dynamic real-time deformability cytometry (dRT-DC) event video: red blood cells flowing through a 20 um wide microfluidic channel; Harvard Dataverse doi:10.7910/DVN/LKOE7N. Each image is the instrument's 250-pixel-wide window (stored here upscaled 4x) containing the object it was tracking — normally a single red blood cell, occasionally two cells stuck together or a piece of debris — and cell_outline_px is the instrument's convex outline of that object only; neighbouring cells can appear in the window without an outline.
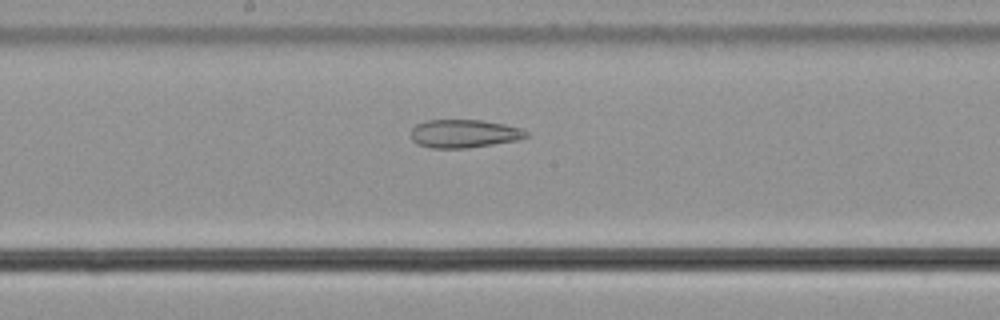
{"species": "common noctule bat (a hibernating species)", "species_latin": "Nyctalus noctula", "temperature_condition": "cold", "stored_images_in_passage": 52, "camera_frame_rate_fps": 3000, "um_per_image_px": 0.085, "animal": {"sex": "male", "body_mass_g": 21.5, "forearm_length_mm": 52.0}, "frame": {"image": 1, "passage_image": 27, "time_ms": 8.667, "image_size_px": [1000, 320], "cell_outline_px": [[528, 136], [520, 140], [464, 148], [432, 148], [416, 144], [412, 140], [412, 128], [416, 124], [428, 120], [484, 120], [504, 124], [520, 128], [528, 132]], "centroid_in_image_um": [39.45, 11.35], "position_along_channel_um": 208.8, "area_um2": 18.96}}
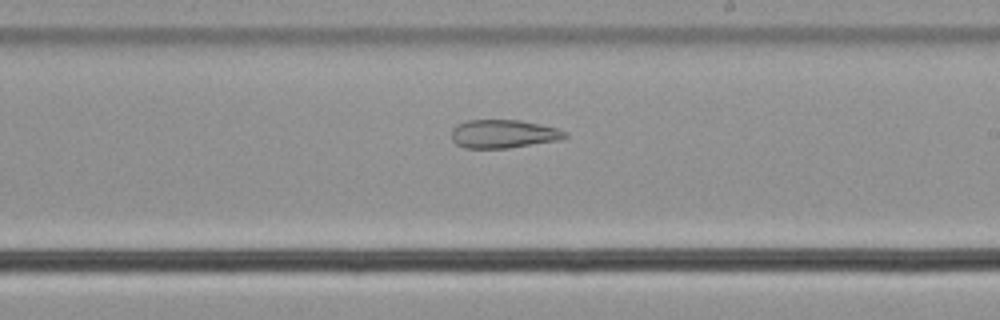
{"frame": {"image": 2, "passage_image": 30, "time_ms": 9.667, "image_size_px": [1000, 320], "cell_outline_px": [[568, 136], [560, 140], [508, 148], [464, 148], [456, 144], [452, 140], [452, 128], [456, 124], [468, 120], [520, 120], [540, 124], [556, 128], [568, 132]], "centroid_in_image_um": [42.79, 11.38], "position_along_channel_um": 246.2, "area_um2": 18.9}}
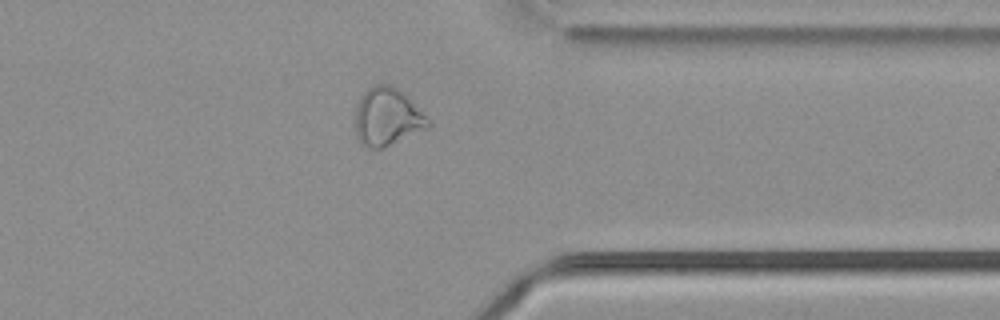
{"frame": {"image": 3, "passage_image": 41, "time_ms": 13.333, "image_size_px": [1000, 320], "cell_outline_px": [[432, 124], [428, 128], [380, 148], [368, 148], [360, 144], [356, 136], [356, 104], [360, 96], [368, 88], [376, 84], [392, 84]], "centroid_in_image_um": [32.84, 9.95], "position_along_channel_um": 378.6, "area_um2": 23.87}, "authors_computed_cell_mechanics": {"area_um2": 26.2701, "velocity_mm_per_s": 3.7667, "shape_relaxation_time_tau1_ms": null, "shape_relaxation_time_tau2_ms": 4.0323, "deformation_change_tau1": null, "deformation_change_tau2": 0.1228}}